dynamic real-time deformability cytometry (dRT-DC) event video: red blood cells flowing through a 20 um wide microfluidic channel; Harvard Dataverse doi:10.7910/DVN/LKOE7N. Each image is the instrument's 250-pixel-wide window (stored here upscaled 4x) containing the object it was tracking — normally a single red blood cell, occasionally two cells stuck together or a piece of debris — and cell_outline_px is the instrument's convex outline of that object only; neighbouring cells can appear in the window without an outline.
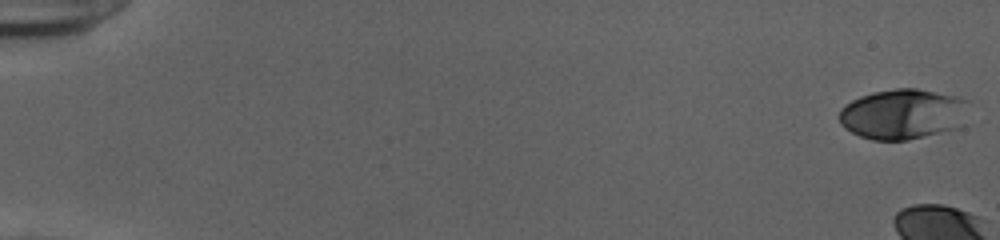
{"species": "human", "species_latin": "Homo sapiens", "temperature_condition": "cold", "stored_images_in_passage": 13, "camera_frame_rate_fps": 3000, "um_per_image_px": 0.085, "donor": {"sex": "female"}, "frame": {"image": 1, "passage_image": 1, "time_ms": 0.0, "image_size_px": [1000, 240], "cell_outline_px": [[968, 100], [964, 128], [908, 140], [872, 140], [860, 136], [844, 128], [840, 124], [840, 108], [844, 104], [860, 96], [872, 92], [896, 88], [916, 88], [956, 96]], "centroid_in_image_um": [76.78, 9.71], "position_along_channel_um": 8.2, "area_um2": 38.61}}